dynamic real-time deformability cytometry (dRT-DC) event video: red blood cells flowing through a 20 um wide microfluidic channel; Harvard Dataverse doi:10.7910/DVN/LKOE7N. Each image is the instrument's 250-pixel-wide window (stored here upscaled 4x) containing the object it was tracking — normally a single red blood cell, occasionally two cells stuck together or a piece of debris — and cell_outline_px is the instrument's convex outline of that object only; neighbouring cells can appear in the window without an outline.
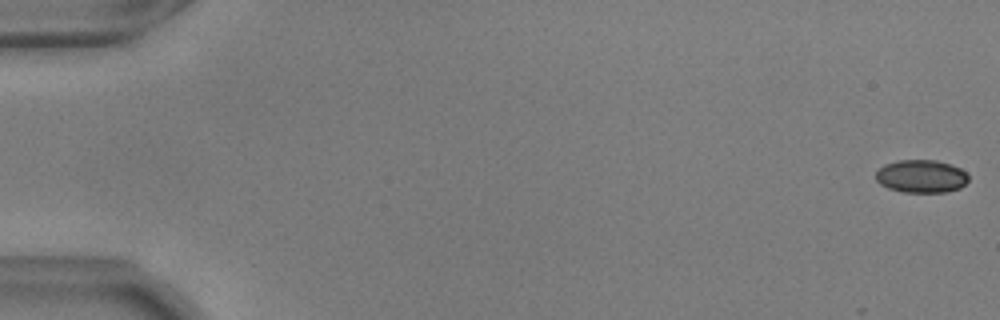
{"species": "common noctule bat (a hibernating species)", "species_latin": "Nyctalus noctula", "temperature_condition": "warm", "stored_images_in_passage": 15, "camera_frame_rate_fps": 3000, "um_per_image_px": 0.085, "animal": {"sex": "male", "body_mass_g": 17.9, "forearm_length_mm": 54.2}, "frame": {"image": 1, "passage_image": 1, "time_ms": 0.0, "image_size_px": [1000, 320], "cell_outline_px": [[968, 180], [960, 188], [948, 192], [904, 192], [888, 188], [880, 184], [876, 180], [876, 172], [884, 164], [900, 160], [936, 160], [952, 164], [960, 168], [968, 176]], "centroid_in_image_um": [78.31, 14.98], "position_along_channel_um": 6.7, "area_um2": 17.8}}
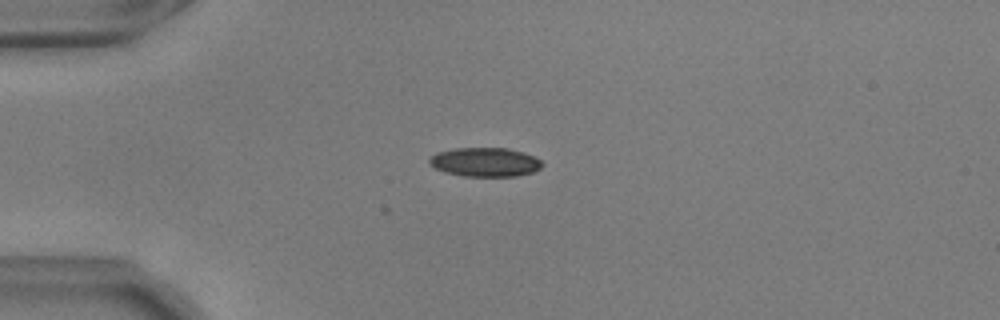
{"frame": {"image": 2, "passage_image": 15, "time_ms": 4.667, "image_size_px": [1000, 320], "cell_outline_px": [[544, 164], [540, 168], [532, 172], [516, 176], [464, 176], [444, 172], [428, 164], [428, 160], [436, 152], [456, 148], [508, 148], [524, 152], [536, 156]], "centroid_in_image_um": [41.24, 13.77], "position_along_channel_um": 43.8, "area_um2": 19.19}}